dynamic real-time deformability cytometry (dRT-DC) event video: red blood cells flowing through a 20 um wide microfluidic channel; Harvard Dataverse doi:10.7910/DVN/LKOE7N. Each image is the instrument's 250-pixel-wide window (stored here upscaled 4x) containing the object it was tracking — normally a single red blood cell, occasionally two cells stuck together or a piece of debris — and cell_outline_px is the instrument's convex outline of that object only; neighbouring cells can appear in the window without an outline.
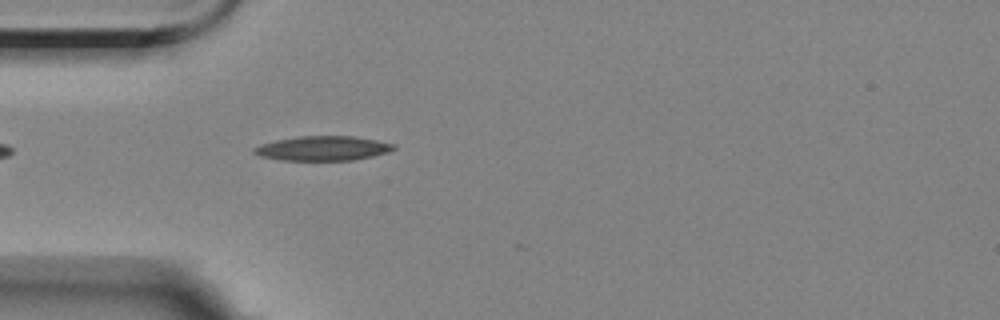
{"species": "Egyptian fruit bat (a non-hibernating species)", "species_latin": "Rousettus aegyptiacus", "temperature_condition": "room temperature", "stored_images_in_passage": 4, "segment_of_instrument_passage": [2, 2], "camera_frame_rate_fps": 3000, "um_per_image_px": 0.085, "animal": {"sex": "female"}, "frame": {"image": 1, "passage_image": 4, "time_ms": 3.667, "image_size_px": [1000, 320], "cell_outline_px": [[396, 148], [388, 152], [372, 156], [352, 160], [280, 160], [260, 156], [252, 152], [252, 148], [260, 144], [276, 140], [300, 136], [352, 136], [376, 140], [396, 144]], "centroid_in_image_um": [27.42, 12.6], "position_along_channel_um": 57.6, "area_um2": 19.94}}